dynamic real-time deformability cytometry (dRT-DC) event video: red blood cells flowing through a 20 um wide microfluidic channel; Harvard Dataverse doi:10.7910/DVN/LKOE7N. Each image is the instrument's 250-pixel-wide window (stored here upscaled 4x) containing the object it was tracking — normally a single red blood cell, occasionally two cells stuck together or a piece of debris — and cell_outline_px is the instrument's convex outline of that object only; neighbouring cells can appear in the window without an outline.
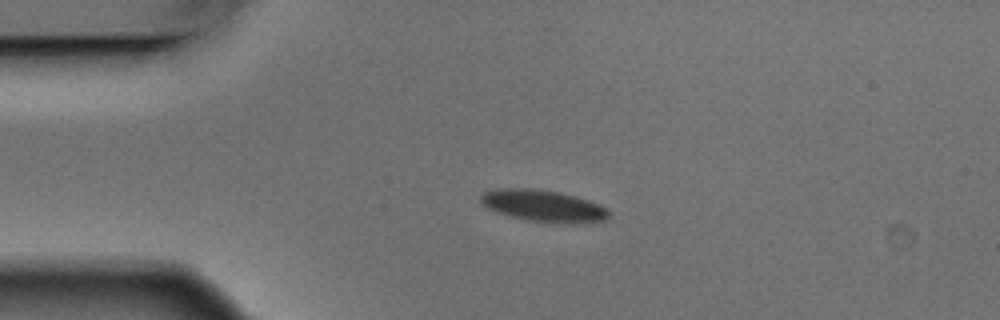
{"species": "Egyptian fruit bat (a non-hibernating species)", "species_latin": "Rousettus aegyptiacus", "temperature_condition": "warm", "stored_images_in_passage": 4, "camera_frame_rate_fps": 3000, "um_per_image_px": 0.085, "animal": {"sex": "male"}, "frame": {"image": 1, "passage_image": 3, "time_ms": 0.667, "image_size_px": [1000, 320], "cell_outline_px": [[612, 212], [608, 220], [528, 220], [496, 212], [488, 208], [480, 200], [480, 196], [484, 192], [492, 188], [528, 188], [556, 192], [576, 196], [600, 204]], "centroid_in_image_um": [46.12, 17.43], "position_along_channel_um": 38.9, "area_um2": 22.6}}